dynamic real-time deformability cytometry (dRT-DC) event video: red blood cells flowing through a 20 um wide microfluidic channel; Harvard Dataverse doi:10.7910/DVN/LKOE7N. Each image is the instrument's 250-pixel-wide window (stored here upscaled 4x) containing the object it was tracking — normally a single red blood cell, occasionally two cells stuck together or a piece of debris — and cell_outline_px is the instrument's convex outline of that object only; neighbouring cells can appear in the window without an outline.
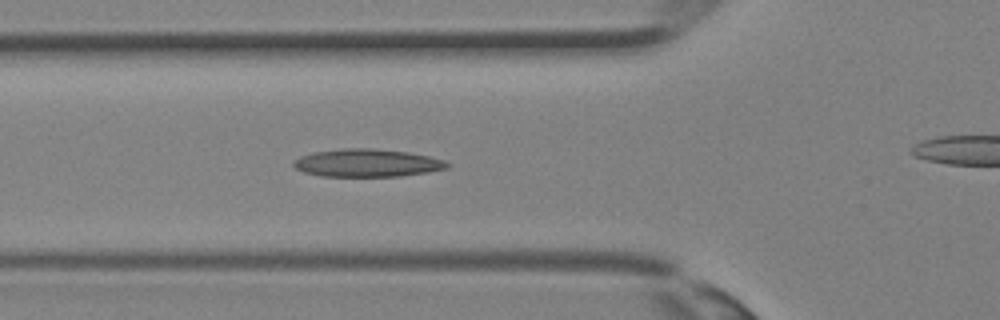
{"species": "Egyptian fruit bat (a non-hibernating species)", "species_latin": "Rousettus aegyptiacus", "temperature_condition": "room temperature", "stored_images_in_passage": 24, "camera_frame_rate_fps": 3000, "um_per_image_px": 0.085, "animal": {"sex": "female"}, "frame": {"image": 1, "passage_image": 5, "time_ms": 1.333, "image_size_px": [1000, 320], "cell_outline_px": [[452, 164], [448, 168], [428, 172], [400, 176], [320, 176], [304, 172], [296, 168], [292, 164], [292, 160], [300, 156], [312, 152], [340, 148], [372, 148], [408, 152], [428, 156], [444, 160]], "centroid_in_image_um": [31.19, 13.84], "position_along_channel_um": 94.6, "area_um2": 25.09}}
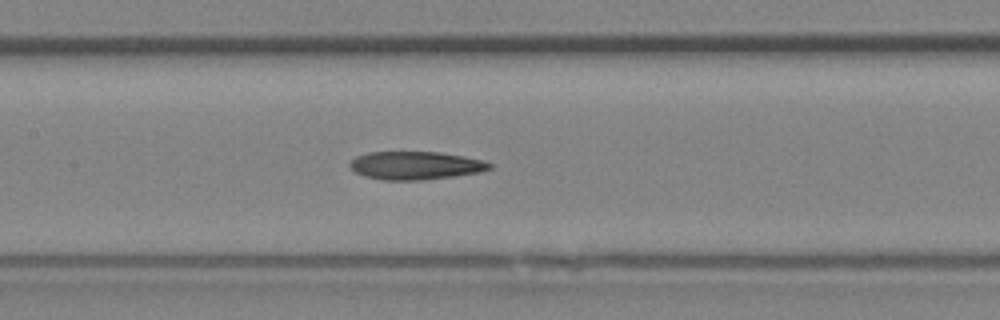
{"frame": {"image": 2, "passage_image": 9, "time_ms": 2.667, "image_size_px": [1000, 320], "cell_outline_px": [[492, 168], [480, 172], [456, 176], [424, 180], [380, 180], [364, 176], [356, 172], [348, 164], [356, 156], [368, 152], [440, 152], [464, 156], [484, 160], [492, 164]], "centroid_in_image_um": [35.34, 14.07], "position_along_channel_um": 172.1, "area_um2": 23.06}}
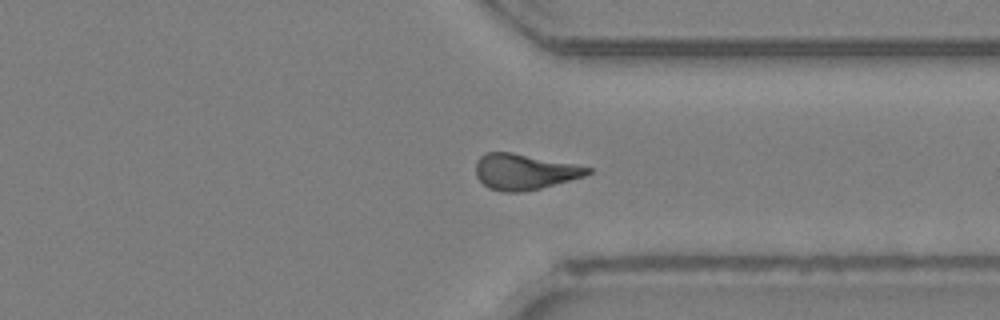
{"frame": {"image": 3, "passage_image": 19, "time_ms": 6.0, "image_size_px": [1000, 320], "cell_outline_px": [[592, 172], [584, 176], [540, 188], [520, 192], [504, 192], [488, 188], [476, 176], [476, 160], [484, 152], [512, 152], [576, 164], [592, 168]], "centroid_in_image_um": [44.55, 14.58], "position_along_channel_um": 366.8, "area_um2": 23.29}}